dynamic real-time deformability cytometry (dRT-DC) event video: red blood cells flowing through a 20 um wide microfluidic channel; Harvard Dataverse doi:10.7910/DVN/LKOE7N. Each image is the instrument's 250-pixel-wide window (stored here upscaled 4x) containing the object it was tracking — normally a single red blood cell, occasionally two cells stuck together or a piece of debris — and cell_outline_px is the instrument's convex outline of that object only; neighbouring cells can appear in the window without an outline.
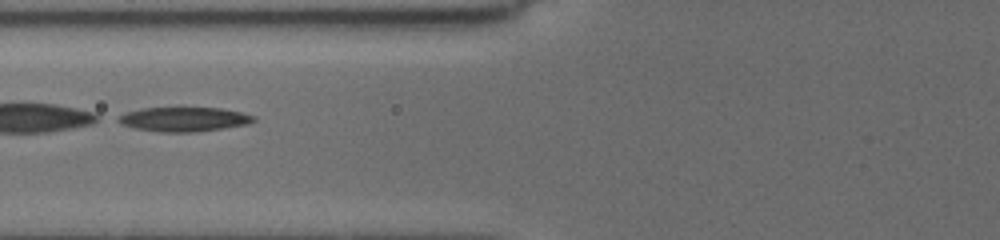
{"species": "common noctule bat (a hibernating species)", "species_latin": "Nyctalus noctula", "temperature_condition": "cold", "stored_images_in_passage": 4, "camera_frame_rate_fps": 3000, "um_per_image_px": 0.085, "animal": {"sex": "female", "body_mass_g": 19.5, "forearm_length_mm": 54.1}, "frame": {"image": 1, "passage_image": 3, "time_ms": 2.0, "image_size_px": [1000, 240], "cell_outline_px": [[256, 120], [248, 124], [196, 132], [160, 132], [136, 128], [124, 124], [116, 120], [116, 116], [124, 112], [144, 108], [176, 104], [180, 104], [220, 108], [240, 112], [256, 116]], "centroid_in_image_um": [15.61, 10.07], "position_along_channel_um": 110.2, "area_um2": 20.29}}